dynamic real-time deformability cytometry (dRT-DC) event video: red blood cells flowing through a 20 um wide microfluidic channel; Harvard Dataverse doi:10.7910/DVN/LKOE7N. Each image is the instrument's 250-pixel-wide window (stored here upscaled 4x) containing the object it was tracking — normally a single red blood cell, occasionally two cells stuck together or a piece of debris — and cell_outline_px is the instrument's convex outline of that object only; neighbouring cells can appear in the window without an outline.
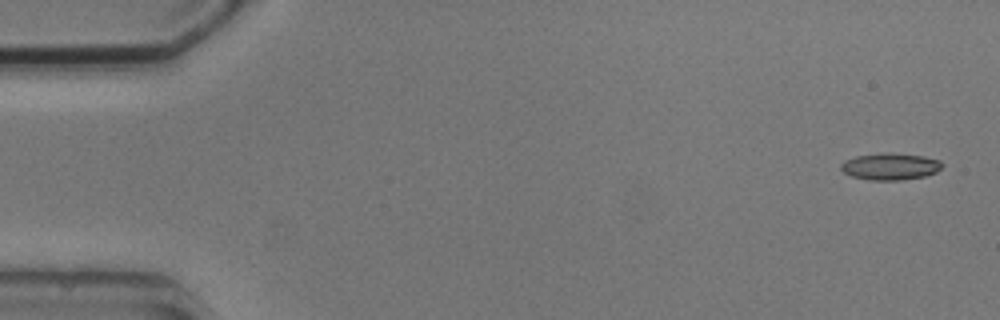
{"species": "common noctule bat (a hibernating species)", "species_latin": "Nyctalus noctula", "temperature_condition": "cold", "stored_images_in_passage": 5, "camera_frame_rate_fps": 3000, "um_per_image_px": 0.085, "animal": {"sex": "male", "body_mass_g": 20.5, "forearm_length_mm": 52.5}, "frame": {"image": 1, "passage_image": 1, "time_ms": 0.0, "image_size_px": [1000, 320], "cell_outline_px": [[944, 164], [936, 172], [924, 176], [900, 180], [868, 180], [852, 176], [844, 172], [840, 168], [840, 164], [844, 160], [856, 156], [884, 152], [888, 152], [924, 156], [940, 160]], "centroid_in_image_um": [75.66, 14.14], "position_along_channel_um": 9.3, "area_um2": 15.9}}
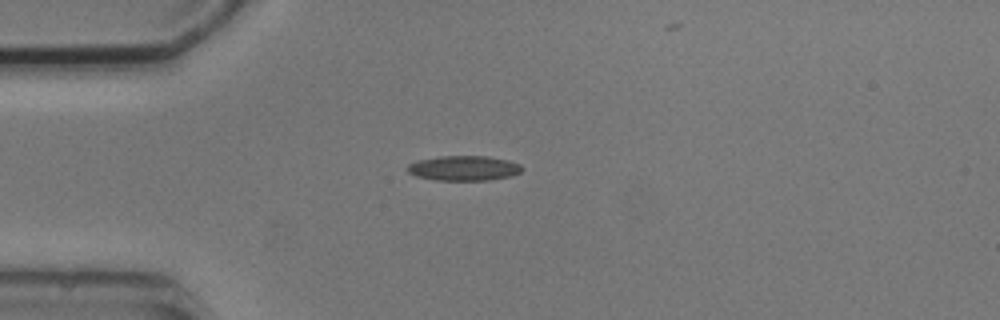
{"frame": {"image": 2, "passage_image": 3, "time_ms": 4.0, "image_size_px": [1000, 320], "cell_outline_px": [[524, 168], [520, 172], [512, 176], [488, 180], [436, 180], [416, 176], [408, 172], [408, 164], [416, 160], [440, 156], [488, 156], [508, 160], [520, 164]], "centroid_in_image_um": [39.44, 14.29], "position_along_channel_um": 45.6, "area_um2": 16.7}}